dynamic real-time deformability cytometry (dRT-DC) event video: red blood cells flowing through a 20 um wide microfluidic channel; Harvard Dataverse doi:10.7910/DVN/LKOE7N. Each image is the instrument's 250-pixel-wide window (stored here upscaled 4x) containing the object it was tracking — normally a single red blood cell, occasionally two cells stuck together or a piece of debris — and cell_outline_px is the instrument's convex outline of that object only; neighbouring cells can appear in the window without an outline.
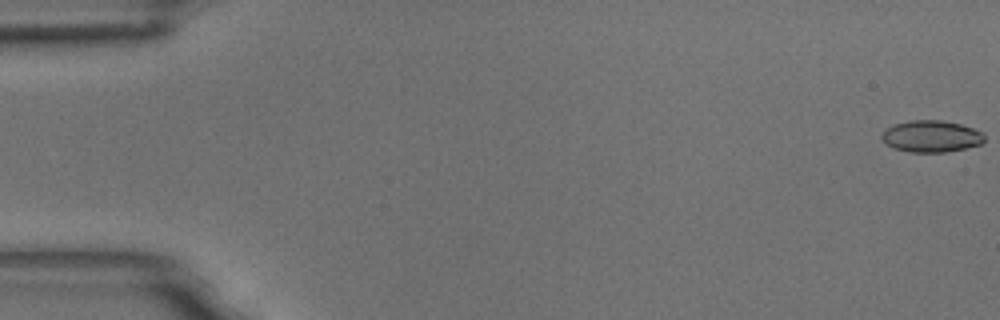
{"species": "common noctule bat (a hibernating species)", "species_latin": "Nyctalus noctula", "temperature_condition": "room temperature", "stored_images_in_passage": 9, "camera_frame_rate_fps": 3000, "um_per_image_px": 0.085, "animal": {"sex": "male", "body_mass_g": 18.8}, "frame": {"image": 1, "passage_image": 1, "time_ms": 0.0, "image_size_px": [1000, 320], "cell_outline_px": [[984, 140], [980, 144], [964, 148], [944, 152], [912, 152], [892, 148], [880, 140], [880, 136], [888, 128], [896, 124], [912, 120], [940, 120], [960, 124], [984, 132]], "centroid_in_image_um": [79.14, 11.59], "position_along_channel_um": 5.9, "area_um2": 18.84}}
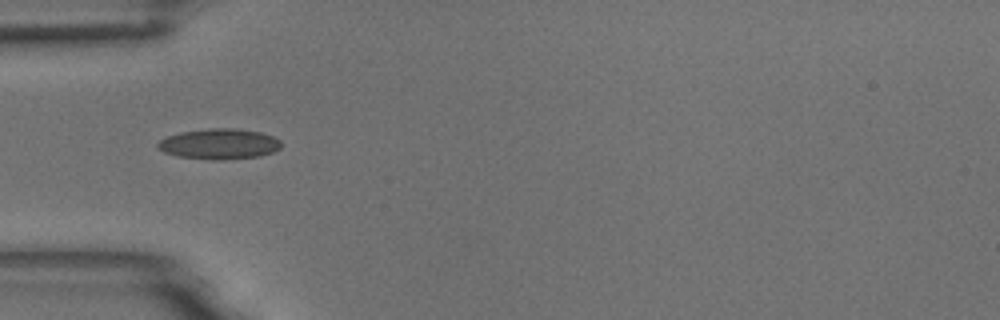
{"frame": {"image": 2, "passage_image": 6, "time_ms": 1.667, "image_size_px": [1000, 320], "cell_outline_px": [[280, 148], [272, 152], [260, 156], [220, 160], [212, 160], [180, 156], [164, 152], [156, 148], [156, 144], [160, 140], [168, 136], [180, 132], [212, 128], [232, 128], [260, 132], [272, 136], [280, 140]], "centroid_in_image_um": [18.62, 12.24], "position_along_channel_um": 66.4, "area_um2": 21.79}}